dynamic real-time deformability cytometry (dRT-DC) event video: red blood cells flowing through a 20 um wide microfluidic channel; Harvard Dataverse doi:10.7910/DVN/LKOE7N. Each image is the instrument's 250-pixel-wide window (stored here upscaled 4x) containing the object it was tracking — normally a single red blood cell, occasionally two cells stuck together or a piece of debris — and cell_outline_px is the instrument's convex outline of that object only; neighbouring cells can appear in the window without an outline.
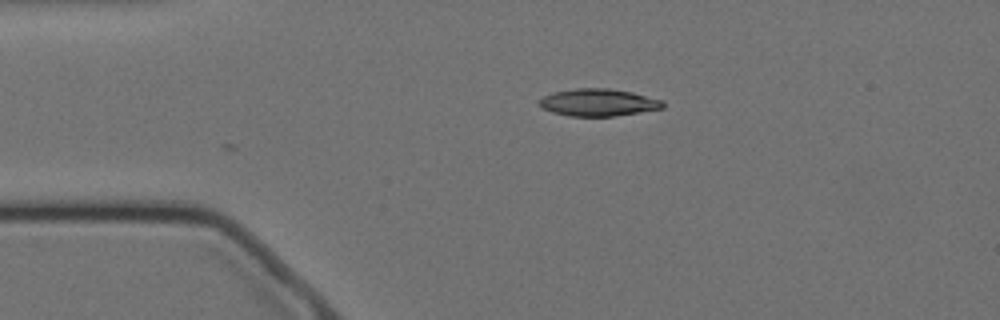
{"species": "Egyptian fruit bat (a non-hibernating species)", "species_latin": "Rousettus aegyptiacus", "temperature_condition": "cold", "stored_images_in_passage": 8, "camera_frame_rate_fps": 3000, "um_per_image_px": 0.085, "animal": {"sex": "female"}, "frame": {"image": 1, "passage_image": 8, "time_ms": 2.333, "image_size_px": [1000, 320], "cell_outline_px": [[664, 108], [640, 112], [612, 116], [568, 116], [552, 112], [540, 108], [536, 104], [536, 100], [552, 92], [576, 88], [608, 88], [632, 92], [664, 100]], "centroid_in_image_um": [50.8, 8.7], "position_along_channel_um": 34.2, "area_um2": 19.94}}